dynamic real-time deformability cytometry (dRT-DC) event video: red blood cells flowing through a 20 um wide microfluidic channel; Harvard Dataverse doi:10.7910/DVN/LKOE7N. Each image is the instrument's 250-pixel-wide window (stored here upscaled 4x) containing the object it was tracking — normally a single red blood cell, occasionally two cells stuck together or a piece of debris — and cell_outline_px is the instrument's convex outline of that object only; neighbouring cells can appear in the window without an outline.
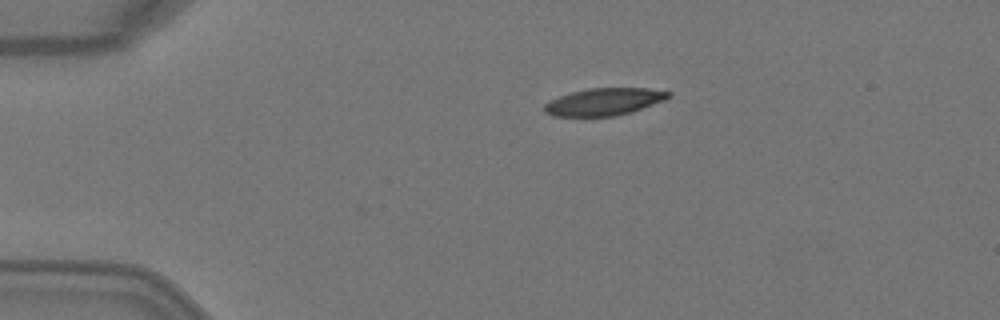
{"species": "Egyptian fruit bat (a non-hibernating species)", "species_latin": "Rousettus aegyptiacus", "temperature_condition": "warm", "stored_images_in_passage": 4, "camera_frame_rate_fps": 3000, "um_per_image_px": 0.085, "animal": {"sex": "female"}, "frame": {"image": 1, "passage_image": 4, "time_ms": 1.0, "image_size_px": [1000, 320], "cell_outline_px": [[672, 96], [664, 100], [632, 112], [612, 116], [552, 116], [544, 112], [544, 104], [560, 96], [572, 92], [588, 88], [648, 88], [672, 92]], "centroid_in_image_um": [51.37, 8.64], "position_along_channel_um": 33.6, "area_um2": 19.65}}